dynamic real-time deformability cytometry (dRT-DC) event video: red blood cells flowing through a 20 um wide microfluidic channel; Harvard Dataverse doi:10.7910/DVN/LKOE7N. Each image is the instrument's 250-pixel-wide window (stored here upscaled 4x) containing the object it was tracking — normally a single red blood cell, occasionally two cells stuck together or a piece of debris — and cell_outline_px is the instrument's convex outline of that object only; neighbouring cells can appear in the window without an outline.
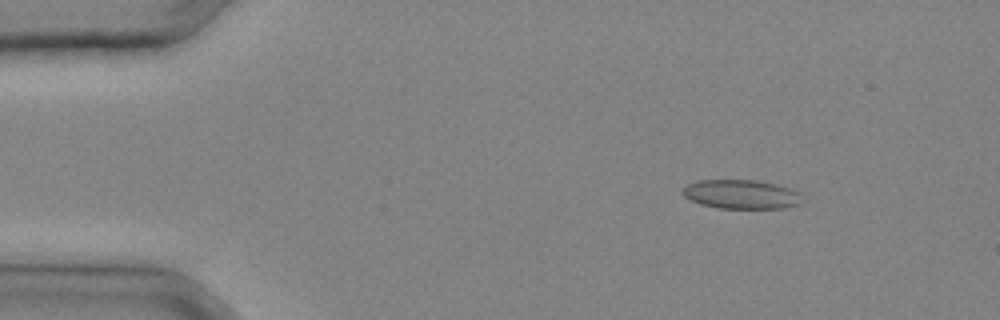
{"species": "common noctule bat (a hibernating species)", "species_latin": "Nyctalus noctula", "temperature_condition": "cold", "stored_images_in_passage": 31, "camera_frame_rate_fps": 3000, "um_per_image_px": 0.085, "animal": {"sex": "male", "body_mass_g": 20.4}, "frame": {"image": 1, "passage_image": 4, "time_ms": 1.0, "image_size_px": [1000, 320], "cell_outline_px": [[800, 204], [784, 208], [716, 208], [700, 204], [684, 196], [680, 192], [688, 184], [700, 180], [756, 180], [776, 184], [788, 188], [796, 192]], "centroid_in_image_um": [62.93, 16.52], "position_along_channel_um": 22.1, "area_um2": 19.94}}
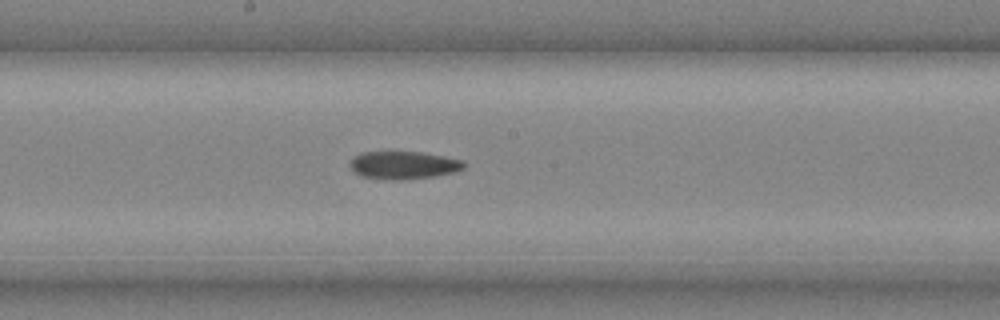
{"frame": {"image": 2, "passage_image": 17, "time_ms": 5.333, "image_size_px": [1000, 320], "cell_outline_px": [[464, 168], [456, 172], [436, 176], [400, 180], [396, 180], [360, 176], [348, 164], [356, 156], [364, 152], [420, 152], [444, 156], [464, 160]], "centroid_in_image_um": [34.35, 14.04], "position_along_channel_um": 213.9, "area_um2": 18.32}}
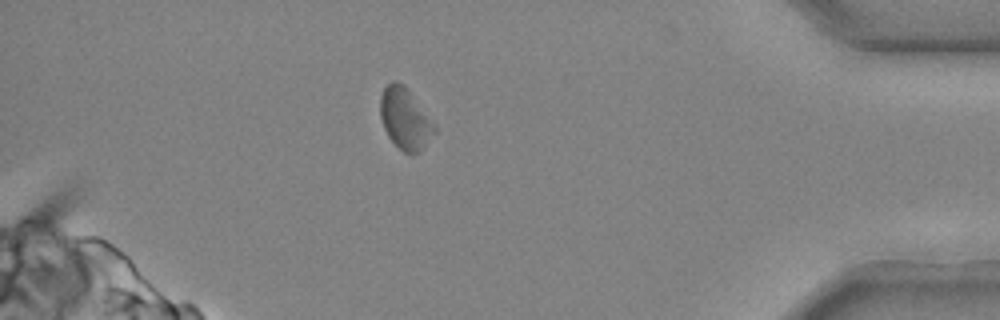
{"frame": {"image": 3, "passage_image": 28, "time_ms": 9.0, "image_size_px": [1000, 320], "cell_outline_px": [[436, 132], [420, 152], [412, 156], [404, 152], [388, 136], [384, 128], [380, 116], [380, 96], [384, 88], [392, 80], [396, 80], [404, 84], [436, 124]], "centroid_in_image_um": [34.45, 10.09], "position_along_channel_um": 400.7, "area_um2": 19.59}}